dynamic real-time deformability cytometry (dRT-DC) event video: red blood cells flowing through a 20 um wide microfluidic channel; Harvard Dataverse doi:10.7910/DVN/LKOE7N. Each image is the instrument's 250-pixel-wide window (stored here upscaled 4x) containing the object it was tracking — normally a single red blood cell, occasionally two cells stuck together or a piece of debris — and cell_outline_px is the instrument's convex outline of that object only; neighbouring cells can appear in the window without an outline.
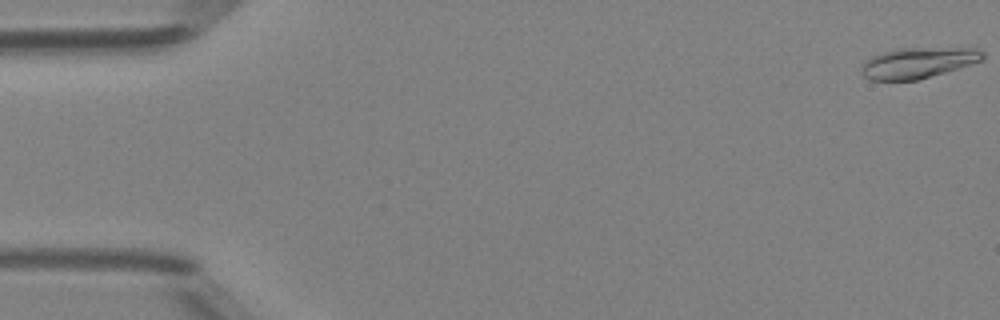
{"species": "Egyptian fruit bat (a non-hibernating species)", "species_latin": "Rousettus aegyptiacus", "temperature_condition": "room temperature", "stored_images_in_passage": 50, "camera_frame_rate_fps": 3000, "um_per_image_px": 0.085, "animal": {"sex": "female"}, "frame": {"image": 1, "passage_image": 1, "time_ms": 0.0, "image_size_px": [1000, 320], "cell_outline_px": [[984, 60], [944, 72], [916, 80], [872, 80], [864, 76], [860, 68], [860, 64], [864, 60], [880, 52], [896, 48], [976, 48], [984, 52]], "centroid_in_image_um": [77.99, 5.32], "position_along_channel_um": 7.0, "area_um2": 21.79}}
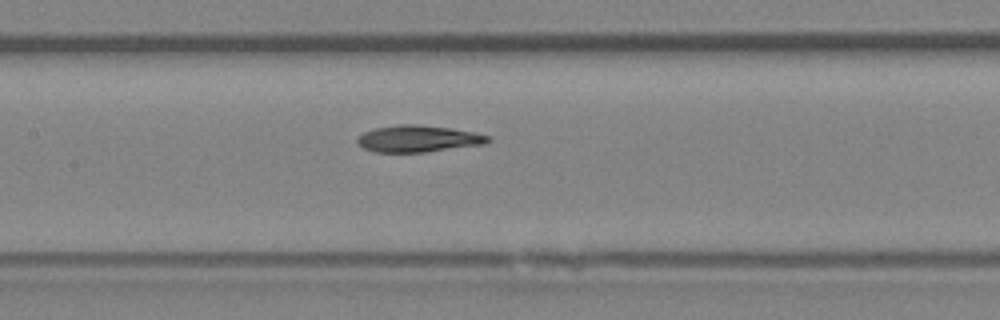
{"frame": {"image": 2, "passage_image": 24, "time_ms": 7.667, "image_size_px": [1000, 320], "cell_outline_px": [[492, 140], [484, 144], [424, 152], [376, 152], [364, 148], [356, 140], [364, 132], [376, 128], [400, 124], [416, 124], [452, 128], [472, 132], [488, 136]], "centroid_in_image_um": [35.56, 11.79], "position_along_channel_um": 171.8, "area_um2": 20.06}}
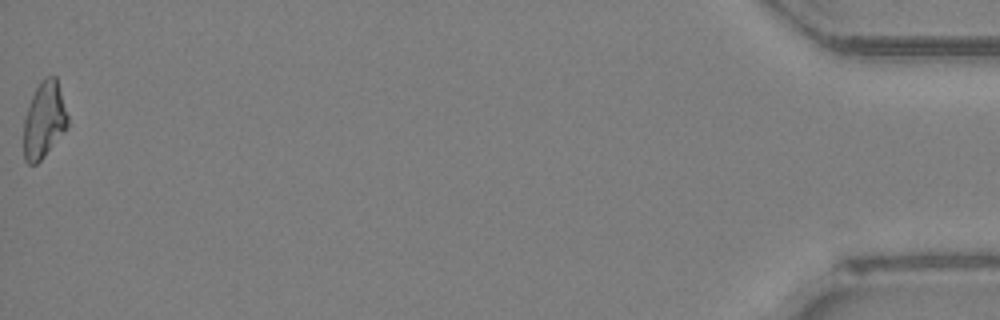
{"frame": {"image": 3, "passage_image": 50, "time_ms": 16.333, "image_size_px": [1000, 320], "cell_outline_px": [[68, 128], [44, 156], [36, 164], [28, 164], [24, 160], [24, 116], [32, 96], [36, 88], [44, 76], [56, 76], [68, 116]], "centroid_in_image_um": [3.75, 10.2], "position_along_channel_um": 431.4, "area_um2": 19.59}, "authors_computed_cell_mechanics": {"area_um2": 20.1722, "velocity_mm_per_s": 4.1759, "shape_relaxation_time_tau1_ms": 6.0374, "shape_relaxation_time_tau2_ms": 7.7468, "deformation_change_tau1": 0.1637, "deformation_change_tau2": 0.1584}}